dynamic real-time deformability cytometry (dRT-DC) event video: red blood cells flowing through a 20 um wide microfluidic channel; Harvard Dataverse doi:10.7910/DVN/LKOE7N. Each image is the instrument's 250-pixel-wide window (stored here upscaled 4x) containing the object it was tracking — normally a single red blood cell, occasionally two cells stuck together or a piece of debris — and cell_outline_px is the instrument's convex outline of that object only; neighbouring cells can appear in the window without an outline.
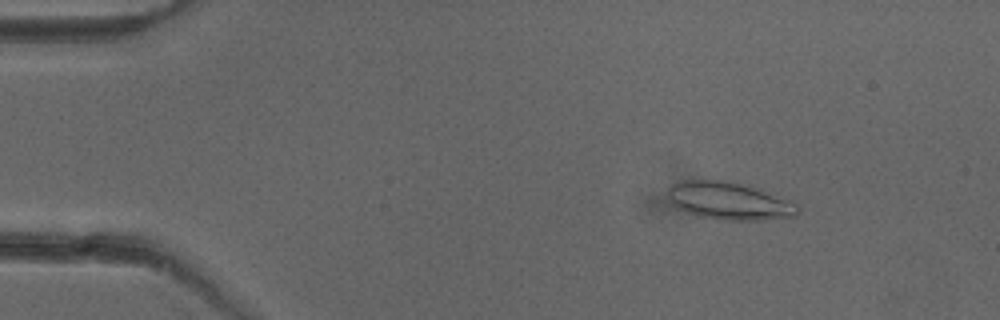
{"species": "common noctule bat (a hibernating species)", "species_latin": "Nyctalus noctula", "temperature_condition": "cold", "stored_images_in_passage": 51, "camera_frame_rate_fps": 3000, "um_per_image_px": 0.085, "animal": {"sex": "female"}, "frame": {"image": 1, "passage_image": 7, "time_ms": 2.0, "image_size_px": [1000, 320], "cell_outline_px": [[800, 212], [796, 216], [764, 220], [724, 220], [700, 216], [676, 208], [672, 204], [668, 196], [668, 188], [672, 184], [680, 180], [720, 180], [760, 188], [792, 200], [800, 208]], "centroid_in_image_um": [62.02, 17.08], "position_along_channel_um": 23.0, "area_um2": 28.73}}
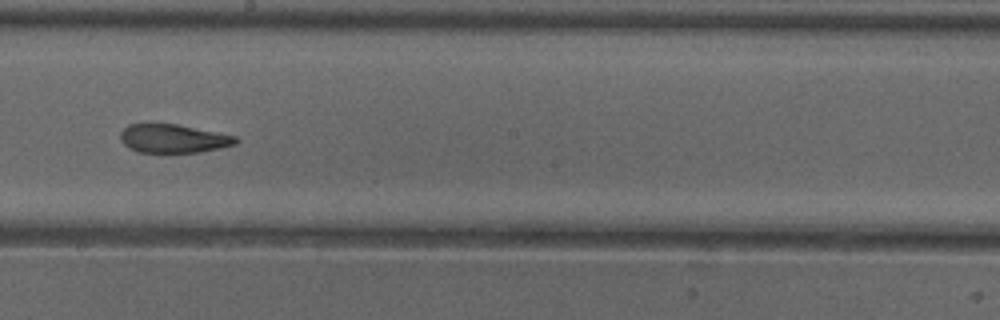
{"frame": {"image": 2, "passage_image": 29, "time_ms": 9.333, "image_size_px": [1000, 320], "cell_outline_px": [[240, 140], [236, 144], [220, 148], [200, 152], [136, 152], [128, 148], [120, 140], [120, 132], [128, 124], [176, 124], [236, 136]], "centroid_in_image_um": [14.71, 11.78], "position_along_channel_um": 233.5, "area_um2": 19.19}}
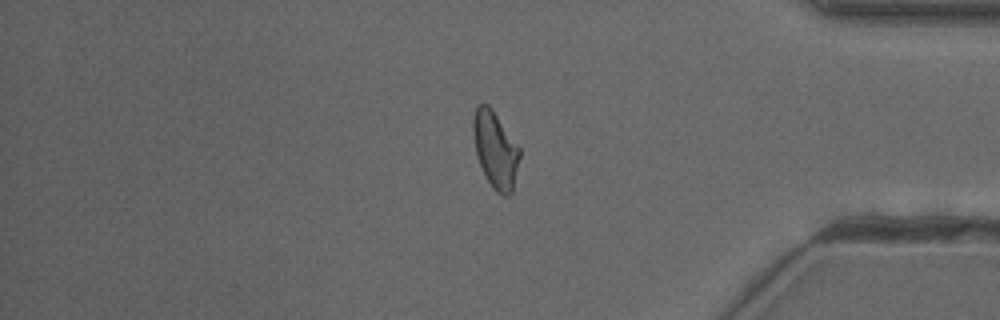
{"frame": {"image": 3, "passage_image": 43, "time_ms": 14.0, "image_size_px": [1000, 320], "cell_outline_px": [[520, 156], [512, 192], [508, 196], [504, 196], [496, 192], [492, 188], [476, 156], [472, 132], [472, 120], [476, 104], [488, 104], [492, 108], [520, 148]], "centroid_in_image_um": [42.09, 12.7], "position_along_channel_um": 393.1, "area_um2": 20.87}, "authors_computed_cell_mechanics": {"area_um2": 20.9236, "velocity_mm_per_s": 3.9767, "shape_relaxation_time_tau1_ms": 8.9383, "shape_relaxation_time_tau2_ms": 1.6112, "deformation_change_tau1": 0.2272, "deformation_change_tau2": 0.0952}}